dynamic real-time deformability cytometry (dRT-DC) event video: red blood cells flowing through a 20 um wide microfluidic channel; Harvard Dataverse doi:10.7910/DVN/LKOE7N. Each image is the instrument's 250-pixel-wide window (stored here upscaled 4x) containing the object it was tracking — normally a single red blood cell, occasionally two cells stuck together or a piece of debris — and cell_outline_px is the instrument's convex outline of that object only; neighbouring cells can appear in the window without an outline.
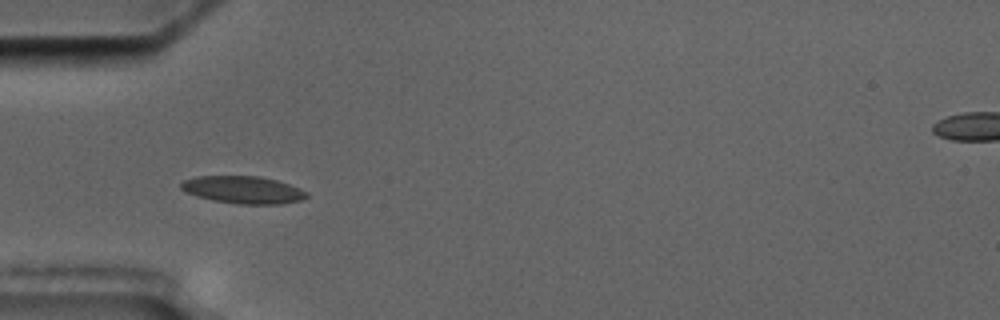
{"species": "common noctule bat (a hibernating species)", "species_latin": "Nyctalus noctula", "temperature_condition": "cold", "stored_images_in_passage": 5, "camera_frame_rate_fps": 3000, "um_per_image_px": 0.085, "animal": {"sex": "male", "body_mass_g": 17.5, "forearm_length_mm": 52.3}, "frame": {"image": 1, "passage_image": 4, "time_ms": 4.667, "image_size_px": [1000, 320], "cell_outline_px": [[308, 196], [300, 200], [280, 204], [236, 204], [212, 200], [196, 196], [180, 188], [180, 184], [184, 180], [196, 176], [260, 176], [276, 180], [300, 188], [308, 192]], "centroid_in_image_um": [20.66, 16.13], "position_along_channel_um": 64.3, "area_um2": 20.06}}